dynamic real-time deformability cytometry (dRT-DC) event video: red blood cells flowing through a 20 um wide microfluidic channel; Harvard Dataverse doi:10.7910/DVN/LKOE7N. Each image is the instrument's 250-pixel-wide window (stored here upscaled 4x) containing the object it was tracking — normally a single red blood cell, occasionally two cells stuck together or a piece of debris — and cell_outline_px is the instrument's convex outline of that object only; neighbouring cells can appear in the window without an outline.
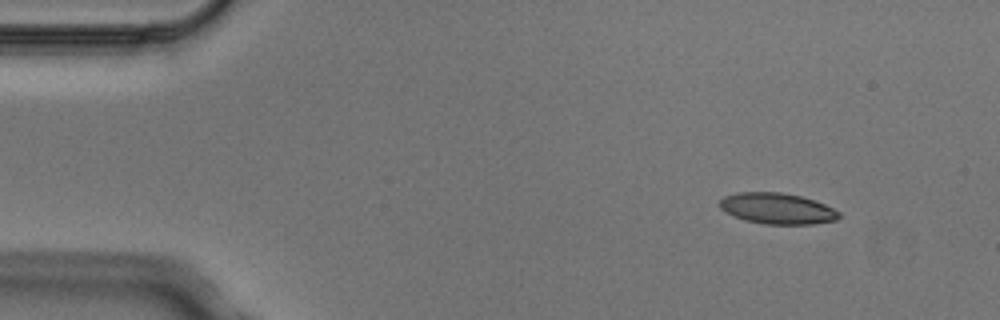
{"species": "Egyptian fruit bat (a non-hibernating species)", "species_latin": "Rousettus aegyptiacus", "temperature_condition": "cold", "stored_images_in_passage": 4, "camera_frame_rate_fps": 3000, "um_per_image_px": 0.085, "animal": {"sex": "male"}, "frame": {"image": 1, "passage_image": 1, "time_ms": 0.0, "image_size_px": [1000, 320], "cell_outline_px": [[840, 216], [836, 220], [812, 224], [764, 224], [744, 220], [732, 216], [724, 212], [720, 208], [720, 200], [724, 196], [736, 192], [780, 192], [800, 196], [824, 204], [840, 212]], "centroid_in_image_um": [66.02, 17.73], "position_along_channel_um": 19.0, "area_um2": 21.56}}